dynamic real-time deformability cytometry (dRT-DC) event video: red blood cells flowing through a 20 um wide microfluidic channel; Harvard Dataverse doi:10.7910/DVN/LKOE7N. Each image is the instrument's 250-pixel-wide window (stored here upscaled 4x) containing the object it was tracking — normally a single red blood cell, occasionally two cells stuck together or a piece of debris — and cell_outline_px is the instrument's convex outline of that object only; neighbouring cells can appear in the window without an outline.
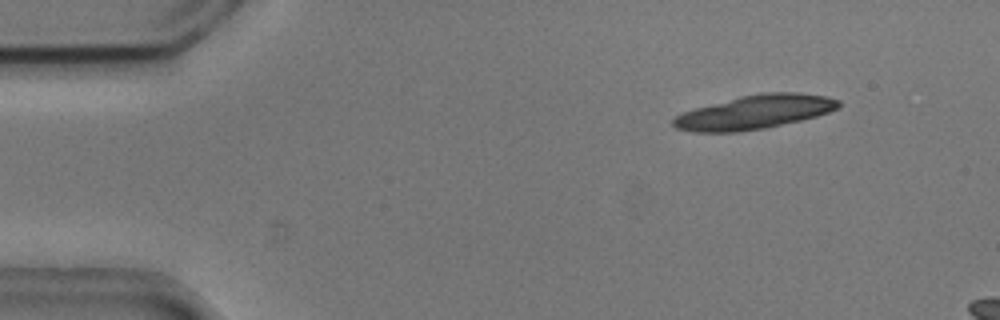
{"species": "common noctule bat (a hibernating species)", "species_latin": "Nyctalus noctula", "temperature_condition": "cold", "stored_images_in_passage": 13, "camera_frame_rate_fps": 3000, "um_per_image_px": 0.085, "animal": {"sex": "male", "body_mass_g": 20.5, "forearm_length_mm": 52.5}, "frame": {"image": 1, "passage_image": 6, "time_ms": 1.667, "image_size_px": [1000, 320], "cell_outline_px": [[840, 108], [816, 116], [800, 120], [764, 128], [740, 132], [692, 132], [676, 128], [672, 124], [672, 120], [676, 116], [684, 112], [696, 108], [740, 96], [760, 92], [800, 92], [824, 96], [840, 100]], "centroid_in_image_um": [64.15, 9.52], "position_along_channel_um": 20.8, "area_um2": 32.54}}